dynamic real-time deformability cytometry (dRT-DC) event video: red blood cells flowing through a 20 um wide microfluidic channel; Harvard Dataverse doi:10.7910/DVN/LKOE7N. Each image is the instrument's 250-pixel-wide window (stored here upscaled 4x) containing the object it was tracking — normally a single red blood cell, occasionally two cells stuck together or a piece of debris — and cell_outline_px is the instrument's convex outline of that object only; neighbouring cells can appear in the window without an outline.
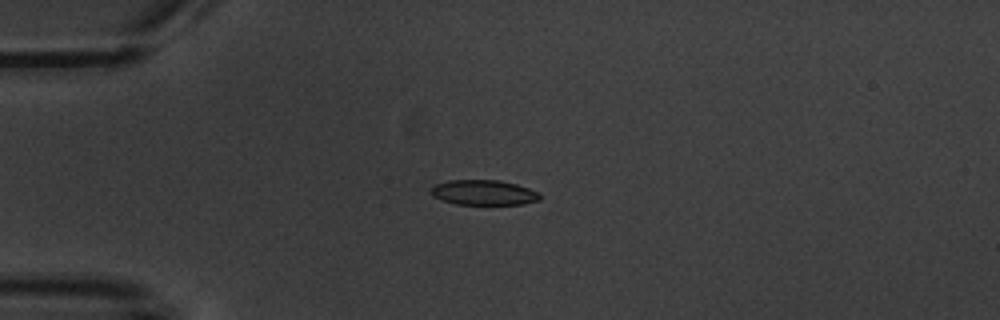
{"species": "common noctule bat (a hibernating species)", "species_latin": "Nyctalus noctula", "temperature_condition": "warm", "stored_images_in_passage": 9, "camera_frame_rate_fps": 3000, "um_per_image_px": 0.085, "animal": {"sex": "male", "body_mass_g": 20.1, "forearm_length_mm": 53.5}, "frame": {"image": 1, "passage_image": 2, "time_ms": 1.333, "image_size_px": [1000, 320], "cell_outline_px": [[540, 200], [524, 204], [456, 204], [440, 200], [432, 196], [432, 188], [436, 184], [448, 180], [500, 180], [516, 184], [540, 192]], "centroid_in_image_um": [41.13, 16.37], "position_along_channel_um": 43.9, "area_um2": 15.95}}
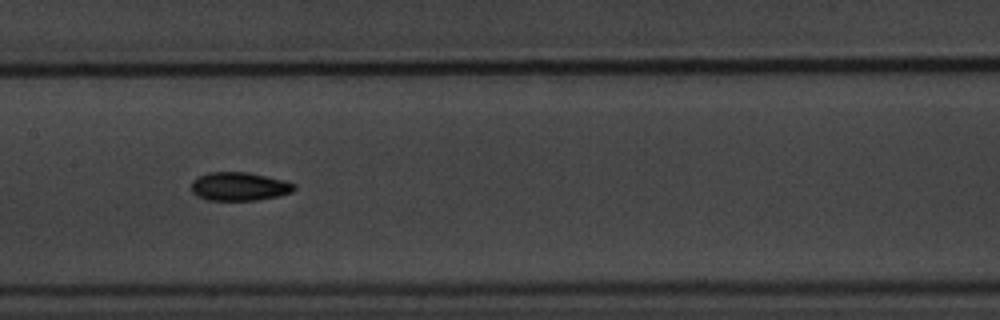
{"frame": {"image": 2, "passage_image": 6, "time_ms": 6.0, "image_size_px": [1000, 320], "cell_outline_px": [[296, 188], [292, 192], [280, 196], [256, 200], [208, 200], [196, 196], [192, 192], [192, 180], [196, 176], [208, 172], [248, 172], [296, 184]], "centroid_in_image_um": [20.3, 15.85], "position_along_channel_um": 187.1, "area_um2": 17.11}}
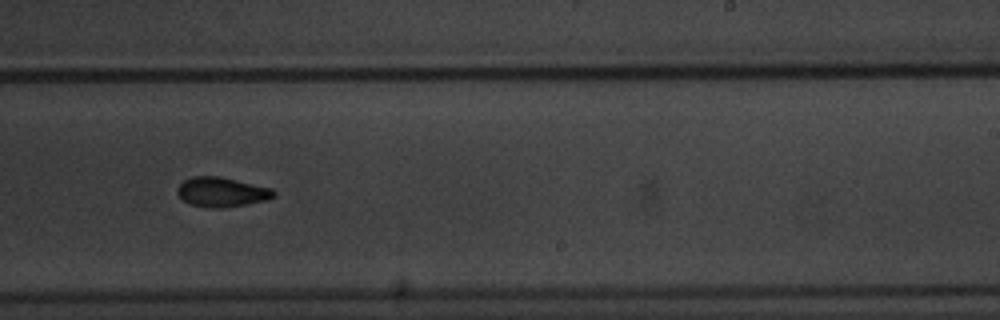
{"frame": {"image": 3, "passage_image": 8, "time_ms": 8.333, "image_size_px": [1000, 320], "cell_outline_px": [[276, 196], [268, 200], [224, 208], [208, 208], [188, 204], [176, 192], [176, 188], [184, 180], [192, 176], [220, 176], [272, 188], [276, 192]], "centroid_in_image_um": [18.85, 16.33], "position_along_channel_um": 270.1, "area_um2": 16.88}}